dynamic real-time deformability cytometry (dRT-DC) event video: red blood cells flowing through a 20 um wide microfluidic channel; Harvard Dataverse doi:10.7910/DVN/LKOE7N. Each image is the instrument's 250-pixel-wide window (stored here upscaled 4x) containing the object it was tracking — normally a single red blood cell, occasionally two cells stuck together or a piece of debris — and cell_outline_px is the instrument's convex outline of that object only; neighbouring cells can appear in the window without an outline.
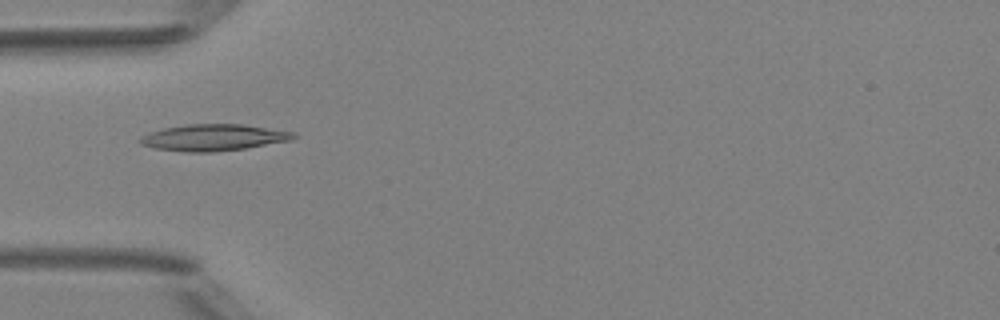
{"species": "Egyptian fruit bat (a non-hibernating species)", "species_latin": "Rousettus aegyptiacus", "temperature_condition": "room temperature", "stored_images_in_passage": 3, "camera_frame_rate_fps": 3000, "um_per_image_px": 0.085, "animal": {"sex": "female"}, "frame": {"image": 1, "passage_image": 2, "time_ms": 1.333, "image_size_px": [1000, 320], "cell_outline_px": [[296, 136], [292, 140], [244, 148], [212, 152], [188, 152], [156, 148], [140, 144], [136, 140], [140, 136], [148, 132], [164, 128], [184, 124], [240, 124], [296, 132]], "centroid_in_image_um": [18.1, 11.68], "position_along_channel_um": 66.9, "area_um2": 23.7}}
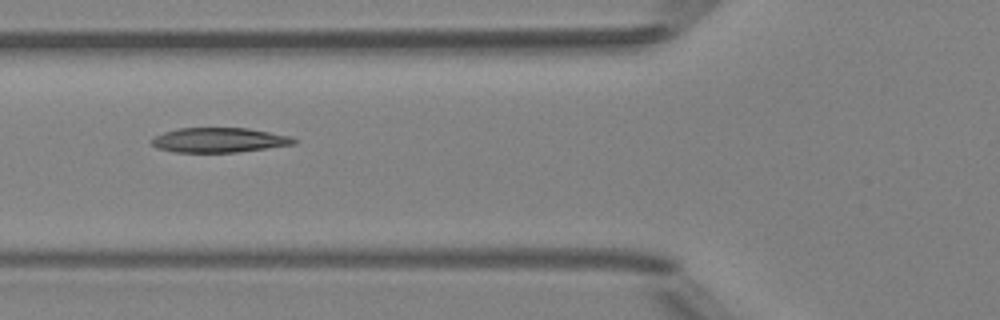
{"frame": {"image": 2, "passage_image": 3, "time_ms": 2.333, "image_size_px": [1000, 320], "cell_outline_px": [[296, 144], [236, 152], [172, 152], [156, 148], [152, 144], [152, 140], [156, 136], [164, 132], [176, 128], [248, 128], [292, 136], [296, 140]], "centroid_in_image_um": [18.63, 11.9], "position_along_channel_um": 107.2, "area_um2": 20.46}}